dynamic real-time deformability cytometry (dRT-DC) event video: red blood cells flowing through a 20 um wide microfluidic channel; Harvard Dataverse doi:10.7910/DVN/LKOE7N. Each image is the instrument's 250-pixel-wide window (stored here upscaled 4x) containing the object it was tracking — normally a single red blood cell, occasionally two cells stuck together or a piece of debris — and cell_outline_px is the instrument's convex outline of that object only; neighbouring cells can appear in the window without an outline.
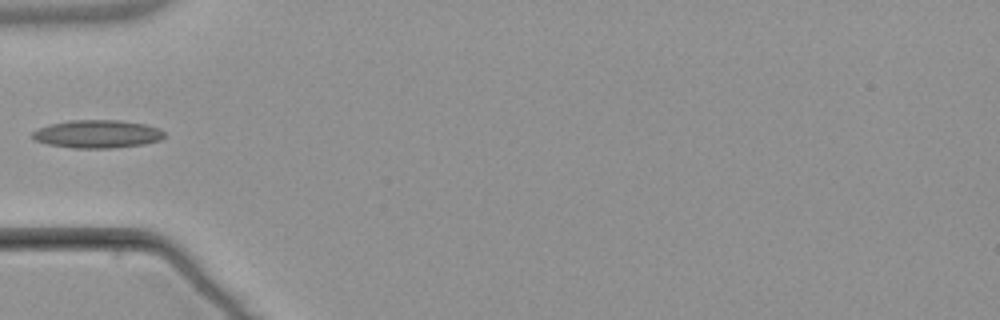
{"species": "common noctule bat (a hibernating species)", "species_latin": "Nyctalus noctula", "temperature_condition": "warm", "stored_images_in_passage": 5, "camera_frame_rate_fps": 3000, "um_per_image_px": 0.085, "animal": {"sex": "male", "body_mass_g": 21.5, "forearm_length_mm": 52.0}, "frame": {"image": 1, "passage_image": 5, "time_ms": 5.0, "image_size_px": [1000, 320], "cell_outline_px": [[164, 136], [160, 140], [144, 144], [112, 148], [72, 148], [48, 144], [36, 140], [32, 136], [32, 132], [48, 124], [68, 120], [120, 120], [144, 124], [160, 128], [164, 132]], "centroid_in_image_um": [8.28, 11.38], "position_along_channel_um": 76.7, "area_um2": 21.56}}